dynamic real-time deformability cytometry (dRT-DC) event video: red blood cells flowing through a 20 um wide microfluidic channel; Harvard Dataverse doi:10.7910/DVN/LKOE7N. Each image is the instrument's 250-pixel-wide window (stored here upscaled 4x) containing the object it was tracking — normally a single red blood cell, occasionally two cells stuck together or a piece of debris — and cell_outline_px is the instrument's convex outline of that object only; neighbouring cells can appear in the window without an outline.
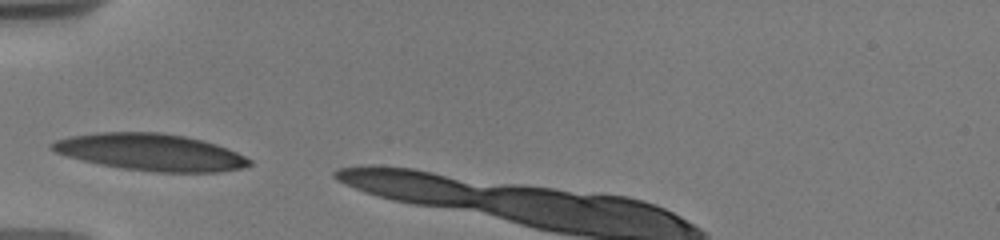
{"species": "human", "species_latin": "Homo sapiens", "temperature_condition": "warm", "stored_images_in_passage": 3, "segment_of_instrument_passage": [1, 2], "camera_frame_rate_fps": 3000, "um_per_image_px": 0.085, "donor": {"sex": "male"}, "frame": {"image": 1, "passage_image": 1, "time_ms": 0.0, "image_size_px": [1000, 240], "cell_outline_px": [[252, 164], [240, 168], [220, 172], [156, 172], [120, 168], [100, 164], [68, 156], [56, 152], [48, 148], [48, 144], [56, 140], [72, 136], [96, 132], [160, 132], [184, 136], [204, 140], [228, 148], [252, 160]], "centroid_in_image_um": [12.8, 12.93], "position_along_channel_um": 72.2, "area_um2": 42.43}}